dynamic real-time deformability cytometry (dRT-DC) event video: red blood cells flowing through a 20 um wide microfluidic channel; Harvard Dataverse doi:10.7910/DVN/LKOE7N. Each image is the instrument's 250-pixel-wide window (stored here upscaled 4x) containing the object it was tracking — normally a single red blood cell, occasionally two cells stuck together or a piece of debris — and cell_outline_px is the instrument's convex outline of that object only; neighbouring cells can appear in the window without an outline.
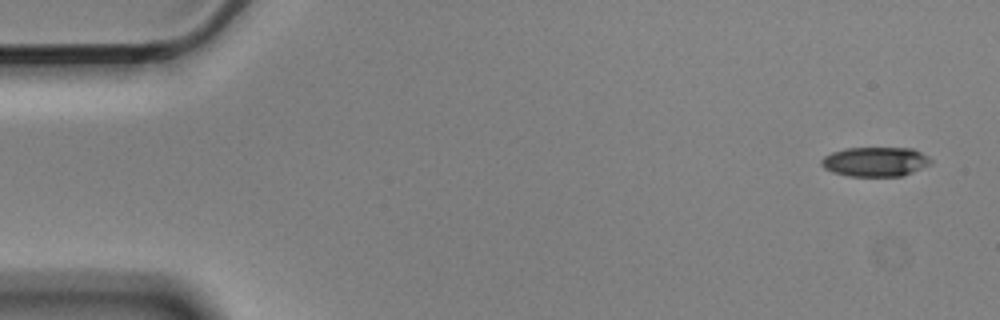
{"species": "Egyptian fruit bat (a non-hibernating species)", "species_latin": "Rousettus aegyptiacus", "temperature_condition": "cold", "stored_images_in_passage": 4, "camera_frame_rate_fps": 3000, "um_per_image_px": 0.085, "animal": {"sex": "male"}, "frame": {"image": 1, "passage_image": 1, "time_ms": 0.0, "image_size_px": [1000, 320], "cell_outline_px": [[932, 160], [928, 164], [912, 172], [900, 176], [848, 176], [832, 172], [824, 168], [820, 164], [820, 160], [824, 156], [832, 152], [844, 148], [912, 148], [928, 156]], "centroid_in_image_um": [74.34, 13.74], "position_along_channel_um": 10.7, "area_um2": 18.73}}
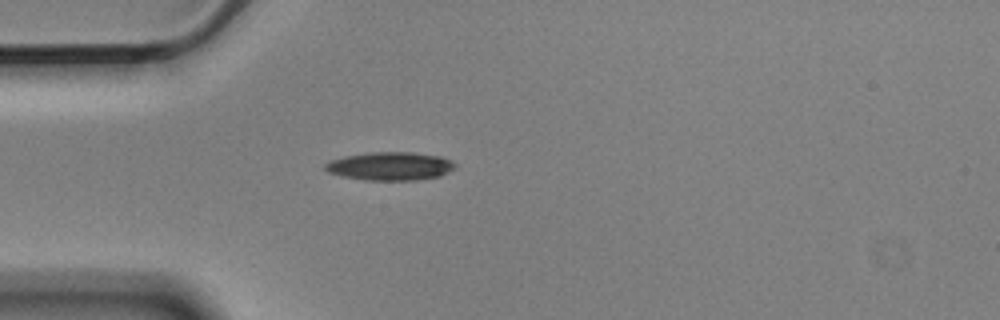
{"frame": {"image": 2, "passage_image": 4, "time_ms": 1.0, "image_size_px": [1000, 320], "cell_outline_px": [[456, 168], [440, 176], [416, 180], [364, 180], [344, 176], [328, 172], [324, 168], [324, 164], [328, 160], [344, 156], [368, 152], [412, 152], [440, 156], [456, 164]], "centroid_in_image_um": [33.14, 14.12], "position_along_channel_um": 51.9, "area_um2": 21.5}}